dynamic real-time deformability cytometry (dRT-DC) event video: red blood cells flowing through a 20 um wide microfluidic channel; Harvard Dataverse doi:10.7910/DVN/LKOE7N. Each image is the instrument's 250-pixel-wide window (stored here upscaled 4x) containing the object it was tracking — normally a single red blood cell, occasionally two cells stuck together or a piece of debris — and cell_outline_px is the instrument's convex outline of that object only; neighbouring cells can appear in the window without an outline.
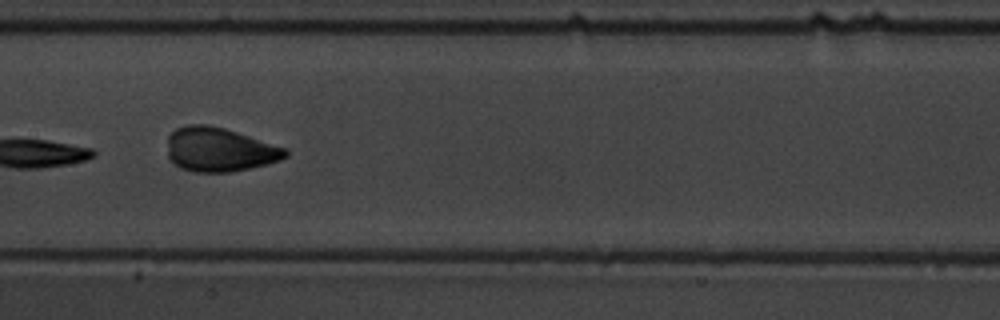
{"species": "common noctule bat (a hibernating species)", "species_latin": "Nyctalus noctula", "temperature_condition": "warm", "stored_images_in_passage": 11, "camera_frame_rate_fps": 3000, "um_per_image_px": 0.085, "animal": {"sex": "male", "body_mass_g": 19.5, "forearm_length_mm": 54.6}, "frame": {"image": 1, "passage_image": 8, "time_ms": 9.0, "image_size_px": [1000, 320], "cell_outline_px": [[288, 156], [280, 160], [248, 168], [228, 172], [192, 172], [180, 168], [168, 156], [168, 136], [176, 128], [188, 124], [208, 124], [224, 128], [288, 148]], "centroid_in_image_um": [18.65, 12.7], "position_along_channel_um": 188.7, "area_um2": 30.29}}
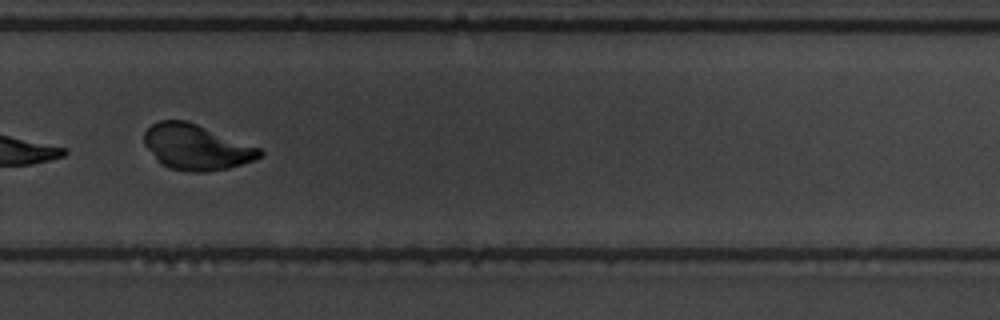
{"frame": {"image": 2, "passage_image": 11, "time_ms": 12.333, "image_size_px": [1000, 320], "cell_outline_px": [[264, 152], [256, 160], [228, 168], [204, 172], [192, 172], [168, 168], [160, 164], [156, 160], [144, 144], [144, 132], [152, 124], [160, 120], [184, 120], [196, 124], [260, 148]], "centroid_in_image_um": [16.66, 12.52], "position_along_channel_um": 313.1, "area_um2": 30.46}}